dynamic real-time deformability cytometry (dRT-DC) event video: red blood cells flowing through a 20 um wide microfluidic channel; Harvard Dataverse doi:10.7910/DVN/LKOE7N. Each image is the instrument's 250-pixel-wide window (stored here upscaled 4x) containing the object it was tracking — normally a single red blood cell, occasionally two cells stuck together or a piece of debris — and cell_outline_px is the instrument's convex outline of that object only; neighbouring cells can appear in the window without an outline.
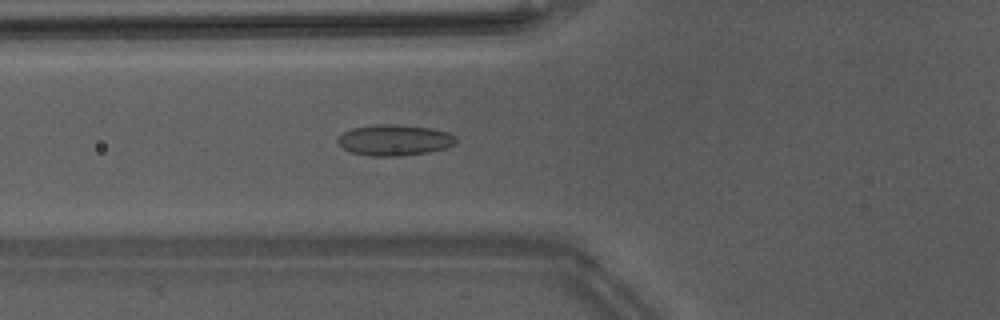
{"species": "Egyptian fruit bat (a non-hibernating species)", "species_latin": "Rousettus aegyptiacus", "temperature_condition": "warm", "stored_images_in_passage": 52, "camera_frame_rate_fps": 3000, "um_per_image_px": 0.085, "animal": {"sex": "male"}, "frame": {"image": 1, "passage_image": 22, "time_ms": 7.0, "image_size_px": [1000, 320], "cell_outline_px": [[456, 140], [452, 144], [444, 148], [428, 152], [400, 156], [368, 156], [352, 152], [344, 148], [336, 140], [344, 132], [352, 128], [384, 124], [396, 124], [432, 128], [448, 132], [456, 136]], "centroid_in_image_um": [33.53, 11.91], "position_along_channel_um": 92.3, "area_um2": 21.1}}
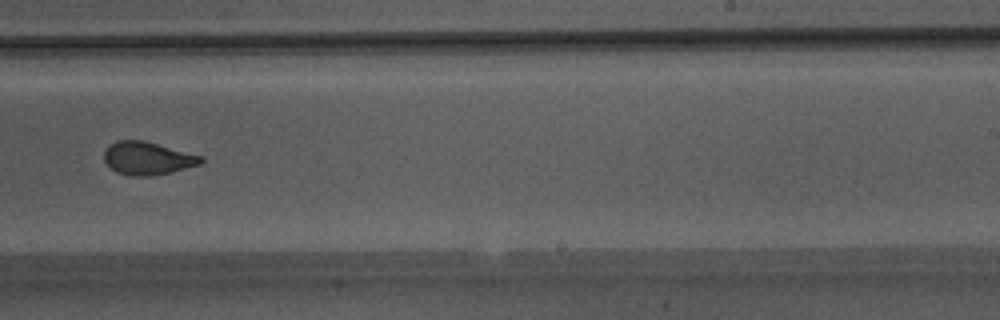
{"frame": {"image": 2, "passage_image": 35, "time_ms": 11.333, "image_size_px": [1000, 320], "cell_outline_px": [[204, 160], [200, 164], [172, 172], [148, 176], [128, 176], [116, 172], [104, 160], [104, 152], [108, 144], [116, 140], [144, 140], [204, 156]], "centroid_in_image_um": [12.54, 13.44], "position_along_channel_um": 276.5, "area_um2": 18.79}}
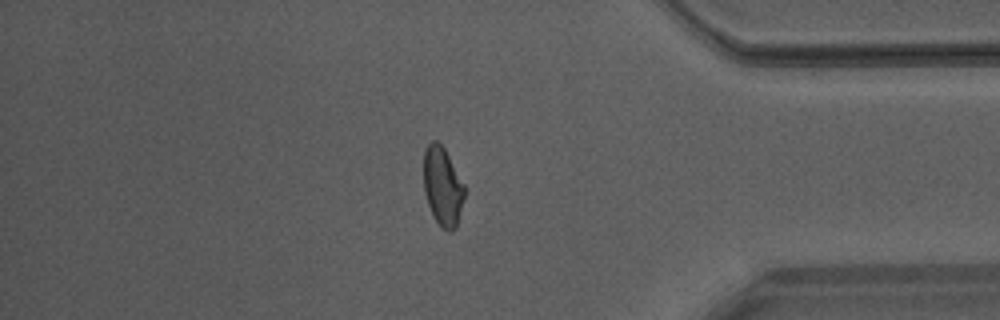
{"frame": {"image": 3, "passage_image": 45, "time_ms": 14.667, "image_size_px": [1000, 320], "cell_outline_px": [[464, 196], [456, 228], [448, 232], [436, 220], [428, 204], [424, 192], [424, 148], [432, 140], [436, 140], [444, 148], [464, 184]], "centroid_in_image_um": [37.61, 15.81], "position_along_channel_um": 397.6, "area_um2": 18.44}, "authors_computed_cell_mechanics": {"area_um2": 19.2474, "velocity_mm_per_s": 4.2445, "shape_relaxation_time_tau1_ms": null, "shape_relaxation_time_tau2_ms": 1.0261, "deformation_change_tau1": null, "deformation_change_tau2": 0.0656}}